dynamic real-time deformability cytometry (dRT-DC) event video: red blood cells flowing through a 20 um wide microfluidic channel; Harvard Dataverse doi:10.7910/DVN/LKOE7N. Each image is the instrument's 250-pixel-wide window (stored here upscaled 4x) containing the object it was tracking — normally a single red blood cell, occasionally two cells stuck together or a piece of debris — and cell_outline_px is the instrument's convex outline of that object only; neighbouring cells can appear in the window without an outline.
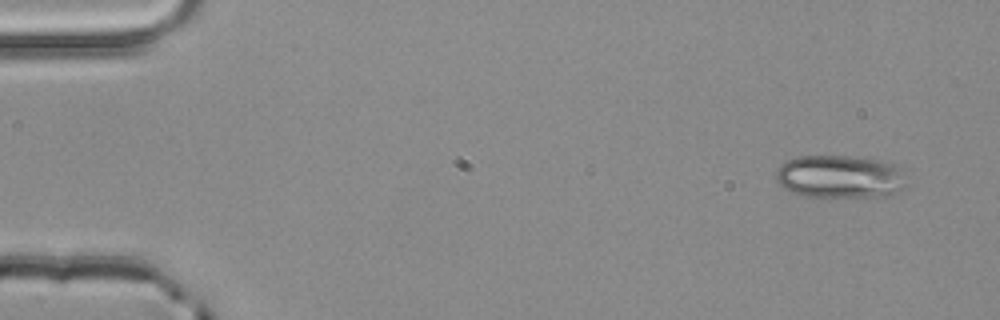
{"species": "common noctule bat (a hibernating species)", "species_latin": "Nyctalus noctula", "temperature_condition": "room temperature", "stored_images_in_passage": 5, "segment_of_instrument_passage": [2, 2], "camera_frame_rate_fps": 3000, "um_per_image_px": 0.085, "animal": {"sex": "male", "body_mass_g": 20.4}, "frame": {"image": 1, "passage_image": 5, "time_ms": 1.333, "image_size_px": [1000, 320], "cell_outline_px": [[904, 188], [896, 192], [884, 196], [800, 196], [784, 188], [776, 180], [776, 168], [788, 160], [800, 156], [844, 156], [880, 160], [896, 164], [900, 168]], "centroid_in_image_um": [71.35, 15.01], "position_along_channel_um": 13.7, "area_um2": 32.31}}